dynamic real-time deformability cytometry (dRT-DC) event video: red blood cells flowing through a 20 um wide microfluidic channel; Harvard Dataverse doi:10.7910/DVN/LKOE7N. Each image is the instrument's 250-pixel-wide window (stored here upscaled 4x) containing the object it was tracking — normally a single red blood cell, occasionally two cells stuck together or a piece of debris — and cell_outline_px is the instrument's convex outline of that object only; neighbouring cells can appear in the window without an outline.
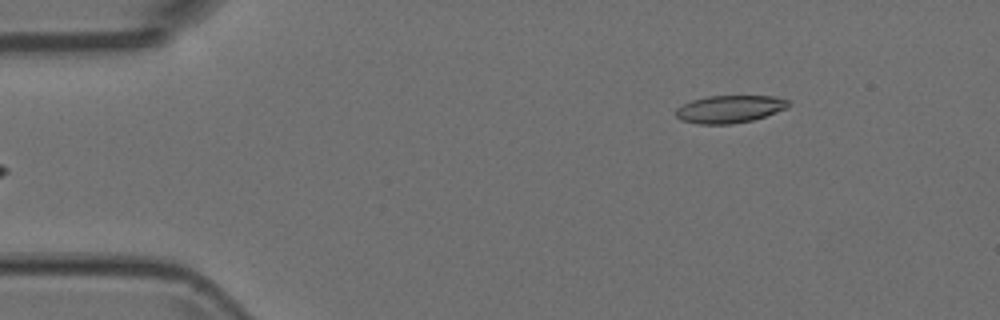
{"species": "Egyptian fruit bat (a non-hibernating species)", "species_latin": "Rousettus aegyptiacus", "temperature_condition": "room temperature", "stored_images_in_passage": 4, "camera_frame_rate_fps": 3000, "um_per_image_px": 0.085, "animal": {"sex": "female"}, "frame": {"image": 1, "passage_image": 4, "time_ms": 1.0, "image_size_px": [1000, 320], "cell_outline_px": [[788, 108], [752, 120], [732, 124], [696, 124], [680, 120], [676, 116], [676, 108], [692, 100], [708, 96], [776, 96], [788, 100]], "centroid_in_image_um": [62.0, 9.27], "position_along_channel_um": 23.0, "area_um2": 18.03}}